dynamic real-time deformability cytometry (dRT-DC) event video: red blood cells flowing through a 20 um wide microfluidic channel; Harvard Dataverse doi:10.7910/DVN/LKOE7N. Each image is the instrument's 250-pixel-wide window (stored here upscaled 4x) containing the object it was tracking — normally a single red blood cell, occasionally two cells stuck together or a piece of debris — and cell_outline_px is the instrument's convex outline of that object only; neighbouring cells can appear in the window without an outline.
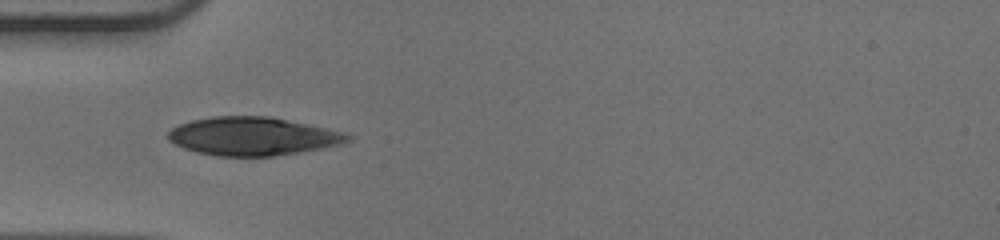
{"species": "human", "species_latin": "Homo sapiens", "temperature_condition": "warm", "stored_images_in_passage": 32, "camera_frame_rate_fps": 3000, "um_per_image_px": 0.085, "donor": {"sex": "male"}, "frame": {"image": 1, "passage_image": 1, "time_ms": 0.0, "image_size_px": [1000, 240], "cell_outline_px": [[356, 136], [352, 140], [340, 144], [320, 148], [272, 156], [216, 156], [196, 152], [184, 148], [168, 140], [168, 132], [172, 128], [180, 124], [192, 120], [212, 116], [268, 116], [328, 128], [344, 132]], "centroid_in_image_um": [21.5, 11.58], "position_along_channel_um": 63.5, "area_um2": 40.0}}
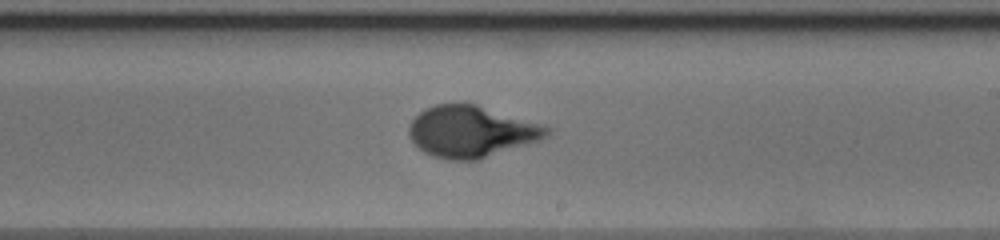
{"frame": {"image": 2, "passage_image": 15, "time_ms": 4.667, "image_size_px": [1000, 240], "cell_outline_px": [[552, 128], [540, 140], [480, 160], [448, 160], [432, 156], [424, 152], [412, 144], [408, 136], [408, 128], [412, 120], [424, 108], [436, 104], [476, 104], [544, 124]], "centroid_in_image_um": [40.04, 11.19], "position_along_channel_um": 249.0, "area_um2": 41.67}}
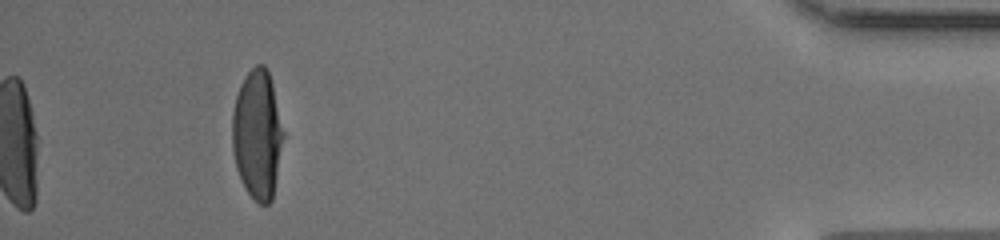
{"frame": {"image": 3, "passage_image": 32, "time_ms": 10.333, "image_size_px": [1000, 240], "cell_outline_px": [[284, 136], [272, 200], [268, 204], [260, 204], [248, 192], [236, 168], [232, 148], [232, 112], [236, 96], [240, 84], [248, 72], [256, 64], [264, 64], [268, 72], [272, 84], [284, 132]], "centroid_in_image_um": [21.87, 11.41], "position_along_channel_um": 413.3, "area_um2": 38.21}, "authors_computed_cell_mechanics": {"area_um2": 40.46, "velocity_mm_per_s": 3.9927, "shape_relaxation_time_tau1_ms": 4.93, "shape_relaxation_time_tau2_ms": null, "deformation_change_tau1": 0.2608, "deformation_change_tau2": null}}